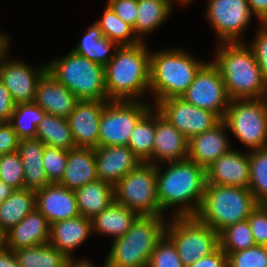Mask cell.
<instances>
[{"instance_id":"cell-1","label":"cell","mask_w":267,"mask_h":267,"mask_svg":"<svg viewBox=\"0 0 267 267\" xmlns=\"http://www.w3.org/2000/svg\"><path fill=\"white\" fill-rule=\"evenodd\" d=\"M165 165L164 170L156 165L157 196L162 214L175 206L168 217L195 216L205 192L206 169L189 159Z\"/></svg>"},{"instance_id":"cell-2","label":"cell","mask_w":267,"mask_h":267,"mask_svg":"<svg viewBox=\"0 0 267 267\" xmlns=\"http://www.w3.org/2000/svg\"><path fill=\"white\" fill-rule=\"evenodd\" d=\"M146 44L119 46L104 67L109 100L142 101L150 92V51Z\"/></svg>"},{"instance_id":"cell-3","label":"cell","mask_w":267,"mask_h":267,"mask_svg":"<svg viewBox=\"0 0 267 267\" xmlns=\"http://www.w3.org/2000/svg\"><path fill=\"white\" fill-rule=\"evenodd\" d=\"M218 47L212 62L221 74L229 98L267 97V82L248 43H219Z\"/></svg>"},{"instance_id":"cell-4","label":"cell","mask_w":267,"mask_h":267,"mask_svg":"<svg viewBox=\"0 0 267 267\" xmlns=\"http://www.w3.org/2000/svg\"><path fill=\"white\" fill-rule=\"evenodd\" d=\"M206 62L185 50L167 48L150 52V93L154 104L181 97Z\"/></svg>"},{"instance_id":"cell-5","label":"cell","mask_w":267,"mask_h":267,"mask_svg":"<svg viewBox=\"0 0 267 267\" xmlns=\"http://www.w3.org/2000/svg\"><path fill=\"white\" fill-rule=\"evenodd\" d=\"M166 218L139 216L122 237L113 240L105 267H147L155 246L165 235Z\"/></svg>"},{"instance_id":"cell-6","label":"cell","mask_w":267,"mask_h":267,"mask_svg":"<svg viewBox=\"0 0 267 267\" xmlns=\"http://www.w3.org/2000/svg\"><path fill=\"white\" fill-rule=\"evenodd\" d=\"M257 206L247 188L206 184L195 217L219 233L229 225L247 220Z\"/></svg>"},{"instance_id":"cell-7","label":"cell","mask_w":267,"mask_h":267,"mask_svg":"<svg viewBox=\"0 0 267 267\" xmlns=\"http://www.w3.org/2000/svg\"><path fill=\"white\" fill-rule=\"evenodd\" d=\"M47 71L79 100L109 101L104 66L77 55L72 50L62 58L47 63Z\"/></svg>"},{"instance_id":"cell-8","label":"cell","mask_w":267,"mask_h":267,"mask_svg":"<svg viewBox=\"0 0 267 267\" xmlns=\"http://www.w3.org/2000/svg\"><path fill=\"white\" fill-rule=\"evenodd\" d=\"M222 120L248 151L267 147V97L232 99Z\"/></svg>"},{"instance_id":"cell-9","label":"cell","mask_w":267,"mask_h":267,"mask_svg":"<svg viewBox=\"0 0 267 267\" xmlns=\"http://www.w3.org/2000/svg\"><path fill=\"white\" fill-rule=\"evenodd\" d=\"M165 235L176 246L185 267L219 247V233L195 216L169 217Z\"/></svg>"},{"instance_id":"cell-10","label":"cell","mask_w":267,"mask_h":267,"mask_svg":"<svg viewBox=\"0 0 267 267\" xmlns=\"http://www.w3.org/2000/svg\"><path fill=\"white\" fill-rule=\"evenodd\" d=\"M114 200L139 216H165L157 196L156 166L141 163L114 187Z\"/></svg>"},{"instance_id":"cell-11","label":"cell","mask_w":267,"mask_h":267,"mask_svg":"<svg viewBox=\"0 0 267 267\" xmlns=\"http://www.w3.org/2000/svg\"><path fill=\"white\" fill-rule=\"evenodd\" d=\"M142 101L109 100L103 108L99 146H127L139 119L152 107Z\"/></svg>"},{"instance_id":"cell-12","label":"cell","mask_w":267,"mask_h":267,"mask_svg":"<svg viewBox=\"0 0 267 267\" xmlns=\"http://www.w3.org/2000/svg\"><path fill=\"white\" fill-rule=\"evenodd\" d=\"M206 17L220 43L245 42L242 33L254 16L247 0H208Z\"/></svg>"},{"instance_id":"cell-13","label":"cell","mask_w":267,"mask_h":267,"mask_svg":"<svg viewBox=\"0 0 267 267\" xmlns=\"http://www.w3.org/2000/svg\"><path fill=\"white\" fill-rule=\"evenodd\" d=\"M181 98L198 108L217 114L221 119L224 118L231 101L221 74L212 61L199 69Z\"/></svg>"},{"instance_id":"cell-14","label":"cell","mask_w":267,"mask_h":267,"mask_svg":"<svg viewBox=\"0 0 267 267\" xmlns=\"http://www.w3.org/2000/svg\"><path fill=\"white\" fill-rule=\"evenodd\" d=\"M154 107L188 139L213 128L222 120L217 114L198 108L181 97L162 100Z\"/></svg>"},{"instance_id":"cell-15","label":"cell","mask_w":267,"mask_h":267,"mask_svg":"<svg viewBox=\"0 0 267 267\" xmlns=\"http://www.w3.org/2000/svg\"><path fill=\"white\" fill-rule=\"evenodd\" d=\"M8 58L0 65L1 82L9 90L15 104L34 102L37 83L47 71V64L35 68L22 60L8 61Z\"/></svg>"},{"instance_id":"cell-16","label":"cell","mask_w":267,"mask_h":267,"mask_svg":"<svg viewBox=\"0 0 267 267\" xmlns=\"http://www.w3.org/2000/svg\"><path fill=\"white\" fill-rule=\"evenodd\" d=\"M108 101L79 100L66 118L76 147L97 148L103 108Z\"/></svg>"},{"instance_id":"cell-17","label":"cell","mask_w":267,"mask_h":267,"mask_svg":"<svg viewBox=\"0 0 267 267\" xmlns=\"http://www.w3.org/2000/svg\"><path fill=\"white\" fill-rule=\"evenodd\" d=\"M246 152V153H245ZM231 149L206 168V184L244 187L249 189V151Z\"/></svg>"},{"instance_id":"cell-18","label":"cell","mask_w":267,"mask_h":267,"mask_svg":"<svg viewBox=\"0 0 267 267\" xmlns=\"http://www.w3.org/2000/svg\"><path fill=\"white\" fill-rule=\"evenodd\" d=\"M94 155L98 179L113 187L142 163L129 146H98Z\"/></svg>"},{"instance_id":"cell-19","label":"cell","mask_w":267,"mask_h":267,"mask_svg":"<svg viewBox=\"0 0 267 267\" xmlns=\"http://www.w3.org/2000/svg\"><path fill=\"white\" fill-rule=\"evenodd\" d=\"M79 99L66 86L60 83L49 71L39 79L34 103L47 114L67 118Z\"/></svg>"},{"instance_id":"cell-20","label":"cell","mask_w":267,"mask_h":267,"mask_svg":"<svg viewBox=\"0 0 267 267\" xmlns=\"http://www.w3.org/2000/svg\"><path fill=\"white\" fill-rule=\"evenodd\" d=\"M189 139L178 131L156 109V132L152 164L168 163L187 159Z\"/></svg>"},{"instance_id":"cell-21","label":"cell","mask_w":267,"mask_h":267,"mask_svg":"<svg viewBox=\"0 0 267 267\" xmlns=\"http://www.w3.org/2000/svg\"><path fill=\"white\" fill-rule=\"evenodd\" d=\"M227 126L221 120L213 128L191 137L188 143L187 159L205 169L221 155L228 153L232 148L226 135Z\"/></svg>"},{"instance_id":"cell-22","label":"cell","mask_w":267,"mask_h":267,"mask_svg":"<svg viewBox=\"0 0 267 267\" xmlns=\"http://www.w3.org/2000/svg\"><path fill=\"white\" fill-rule=\"evenodd\" d=\"M36 208L49 224L76 217L79 214L75 192L59 183H50L35 192Z\"/></svg>"},{"instance_id":"cell-23","label":"cell","mask_w":267,"mask_h":267,"mask_svg":"<svg viewBox=\"0 0 267 267\" xmlns=\"http://www.w3.org/2000/svg\"><path fill=\"white\" fill-rule=\"evenodd\" d=\"M50 224L35 208L5 233V247L12 251L49 243Z\"/></svg>"},{"instance_id":"cell-24","label":"cell","mask_w":267,"mask_h":267,"mask_svg":"<svg viewBox=\"0 0 267 267\" xmlns=\"http://www.w3.org/2000/svg\"><path fill=\"white\" fill-rule=\"evenodd\" d=\"M91 234V219L78 215L50 224L49 244L67 258H73L72 252L80 247Z\"/></svg>"},{"instance_id":"cell-25","label":"cell","mask_w":267,"mask_h":267,"mask_svg":"<svg viewBox=\"0 0 267 267\" xmlns=\"http://www.w3.org/2000/svg\"><path fill=\"white\" fill-rule=\"evenodd\" d=\"M98 179L94 148L70 149L63 177L59 184L77 190Z\"/></svg>"},{"instance_id":"cell-26","label":"cell","mask_w":267,"mask_h":267,"mask_svg":"<svg viewBox=\"0 0 267 267\" xmlns=\"http://www.w3.org/2000/svg\"><path fill=\"white\" fill-rule=\"evenodd\" d=\"M44 148L37 138L19 141L17 151L24 169V189L37 192L50 184L43 167Z\"/></svg>"},{"instance_id":"cell-27","label":"cell","mask_w":267,"mask_h":267,"mask_svg":"<svg viewBox=\"0 0 267 267\" xmlns=\"http://www.w3.org/2000/svg\"><path fill=\"white\" fill-rule=\"evenodd\" d=\"M138 217L137 213L114 201L91 219L92 233L112 236L114 240L122 237Z\"/></svg>"},{"instance_id":"cell-28","label":"cell","mask_w":267,"mask_h":267,"mask_svg":"<svg viewBox=\"0 0 267 267\" xmlns=\"http://www.w3.org/2000/svg\"><path fill=\"white\" fill-rule=\"evenodd\" d=\"M79 214L92 219L114 202L113 186L97 179L74 191Z\"/></svg>"},{"instance_id":"cell-29","label":"cell","mask_w":267,"mask_h":267,"mask_svg":"<svg viewBox=\"0 0 267 267\" xmlns=\"http://www.w3.org/2000/svg\"><path fill=\"white\" fill-rule=\"evenodd\" d=\"M171 0H137V18L134 34L140 41L144 35L157 30L168 19L173 11Z\"/></svg>"},{"instance_id":"cell-30","label":"cell","mask_w":267,"mask_h":267,"mask_svg":"<svg viewBox=\"0 0 267 267\" xmlns=\"http://www.w3.org/2000/svg\"><path fill=\"white\" fill-rule=\"evenodd\" d=\"M118 47L117 43L104 37L102 30L94 23L72 51L105 67L114 57Z\"/></svg>"},{"instance_id":"cell-31","label":"cell","mask_w":267,"mask_h":267,"mask_svg":"<svg viewBox=\"0 0 267 267\" xmlns=\"http://www.w3.org/2000/svg\"><path fill=\"white\" fill-rule=\"evenodd\" d=\"M36 208V195L27 189L14 190L0 202V229L6 233Z\"/></svg>"},{"instance_id":"cell-32","label":"cell","mask_w":267,"mask_h":267,"mask_svg":"<svg viewBox=\"0 0 267 267\" xmlns=\"http://www.w3.org/2000/svg\"><path fill=\"white\" fill-rule=\"evenodd\" d=\"M155 132L156 108L152 106L135 125L127 145L143 163L152 164Z\"/></svg>"},{"instance_id":"cell-33","label":"cell","mask_w":267,"mask_h":267,"mask_svg":"<svg viewBox=\"0 0 267 267\" xmlns=\"http://www.w3.org/2000/svg\"><path fill=\"white\" fill-rule=\"evenodd\" d=\"M36 138L44 145L69 151L76 148L67 119L45 114L37 127Z\"/></svg>"},{"instance_id":"cell-34","label":"cell","mask_w":267,"mask_h":267,"mask_svg":"<svg viewBox=\"0 0 267 267\" xmlns=\"http://www.w3.org/2000/svg\"><path fill=\"white\" fill-rule=\"evenodd\" d=\"M20 267H64L67 257L51 244L14 250Z\"/></svg>"},{"instance_id":"cell-35","label":"cell","mask_w":267,"mask_h":267,"mask_svg":"<svg viewBox=\"0 0 267 267\" xmlns=\"http://www.w3.org/2000/svg\"><path fill=\"white\" fill-rule=\"evenodd\" d=\"M46 112L34 102L15 105L10 124L13 126L18 138H36L37 127Z\"/></svg>"},{"instance_id":"cell-36","label":"cell","mask_w":267,"mask_h":267,"mask_svg":"<svg viewBox=\"0 0 267 267\" xmlns=\"http://www.w3.org/2000/svg\"><path fill=\"white\" fill-rule=\"evenodd\" d=\"M105 6L102 18L95 22L102 30L103 36L119 46L140 43L133 28L121 20L108 4Z\"/></svg>"},{"instance_id":"cell-37","label":"cell","mask_w":267,"mask_h":267,"mask_svg":"<svg viewBox=\"0 0 267 267\" xmlns=\"http://www.w3.org/2000/svg\"><path fill=\"white\" fill-rule=\"evenodd\" d=\"M249 190L258 204L267 205V147L249 151Z\"/></svg>"},{"instance_id":"cell-38","label":"cell","mask_w":267,"mask_h":267,"mask_svg":"<svg viewBox=\"0 0 267 267\" xmlns=\"http://www.w3.org/2000/svg\"><path fill=\"white\" fill-rule=\"evenodd\" d=\"M255 245L248 220L229 225L219 232V247L225 253L238 252Z\"/></svg>"},{"instance_id":"cell-39","label":"cell","mask_w":267,"mask_h":267,"mask_svg":"<svg viewBox=\"0 0 267 267\" xmlns=\"http://www.w3.org/2000/svg\"><path fill=\"white\" fill-rule=\"evenodd\" d=\"M0 181L14 190L24 189V169L18 151L0 157Z\"/></svg>"},{"instance_id":"cell-40","label":"cell","mask_w":267,"mask_h":267,"mask_svg":"<svg viewBox=\"0 0 267 267\" xmlns=\"http://www.w3.org/2000/svg\"><path fill=\"white\" fill-rule=\"evenodd\" d=\"M226 254L227 264L230 267H267V246L255 245Z\"/></svg>"},{"instance_id":"cell-41","label":"cell","mask_w":267,"mask_h":267,"mask_svg":"<svg viewBox=\"0 0 267 267\" xmlns=\"http://www.w3.org/2000/svg\"><path fill=\"white\" fill-rule=\"evenodd\" d=\"M147 267H185L178 256L176 246L164 235L155 246Z\"/></svg>"},{"instance_id":"cell-42","label":"cell","mask_w":267,"mask_h":267,"mask_svg":"<svg viewBox=\"0 0 267 267\" xmlns=\"http://www.w3.org/2000/svg\"><path fill=\"white\" fill-rule=\"evenodd\" d=\"M68 151L45 145L43 167L50 183H59L63 177Z\"/></svg>"},{"instance_id":"cell-43","label":"cell","mask_w":267,"mask_h":267,"mask_svg":"<svg viewBox=\"0 0 267 267\" xmlns=\"http://www.w3.org/2000/svg\"><path fill=\"white\" fill-rule=\"evenodd\" d=\"M256 245L267 246V205L258 204L248 217Z\"/></svg>"},{"instance_id":"cell-44","label":"cell","mask_w":267,"mask_h":267,"mask_svg":"<svg viewBox=\"0 0 267 267\" xmlns=\"http://www.w3.org/2000/svg\"><path fill=\"white\" fill-rule=\"evenodd\" d=\"M253 41L248 45L257 60L261 74L267 82V24H259Z\"/></svg>"},{"instance_id":"cell-45","label":"cell","mask_w":267,"mask_h":267,"mask_svg":"<svg viewBox=\"0 0 267 267\" xmlns=\"http://www.w3.org/2000/svg\"><path fill=\"white\" fill-rule=\"evenodd\" d=\"M116 15L133 29L137 18V0H107Z\"/></svg>"},{"instance_id":"cell-46","label":"cell","mask_w":267,"mask_h":267,"mask_svg":"<svg viewBox=\"0 0 267 267\" xmlns=\"http://www.w3.org/2000/svg\"><path fill=\"white\" fill-rule=\"evenodd\" d=\"M20 139L13 126L8 123H0V157L6 153L17 151Z\"/></svg>"},{"instance_id":"cell-47","label":"cell","mask_w":267,"mask_h":267,"mask_svg":"<svg viewBox=\"0 0 267 267\" xmlns=\"http://www.w3.org/2000/svg\"><path fill=\"white\" fill-rule=\"evenodd\" d=\"M15 105L9 90L0 80V123L10 122Z\"/></svg>"},{"instance_id":"cell-48","label":"cell","mask_w":267,"mask_h":267,"mask_svg":"<svg viewBox=\"0 0 267 267\" xmlns=\"http://www.w3.org/2000/svg\"><path fill=\"white\" fill-rule=\"evenodd\" d=\"M227 264V254L218 247L211 254L196 260L187 267H225Z\"/></svg>"},{"instance_id":"cell-49","label":"cell","mask_w":267,"mask_h":267,"mask_svg":"<svg viewBox=\"0 0 267 267\" xmlns=\"http://www.w3.org/2000/svg\"><path fill=\"white\" fill-rule=\"evenodd\" d=\"M259 24H267V0H247Z\"/></svg>"},{"instance_id":"cell-50","label":"cell","mask_w":267,"mask_h":267,"mask_svg":"<svg viewBox=\"0 0 267 267\" xmlns=\"http://www.w3.org/2000/svg\"><path fill=\"white\" fill-rule=\"evenodd\" d=\"M0 267H20L14 251L6 247L0 249Z\"/></svg>"},{"instance_id":"cell-51","label":"cell","mask_w":267,"mask_h":267,"mask_svg":"<svg viewBox=\"0 0 267 267\" xmlns=\"http://www.w3.org/2000/svg\"><path fill=\"white\" fill-rule=\"evenodd\" d=\"M11 41L9 40V37L4 33L0 31V65L4 61L5 58L9 55L8 48L9 43Z\"/></svg>"},{"instance_id":"cell-52","label":"cell","mask_w":267,"mask_h":267,"mask_svg":"<svg viewBox=\"0 0 267 267\" xmlns=\"http://www.w3.org/2000/svg\"><path fill=\"white\" fill-rule=\"evenodd\" d=\"M96 265H93V263H91V261H89L88 259H78L75 260V258H68L64 267H95ZM105 267V263H103V266Z\"/></svg>"},{"instance_id":"cell-53","label":"cell","mask_w":267,"mask_h":267,"mask_svg":"<svg viewBox=\"0 0 267 267\" xmlns=\"http://www.w3.org/2000/svg\"><path fill=\"white\" fill-rule=\"evenodd\" d=\"M14 191L9 185L0 181V202L6 200Z\"/></svg>"},{"instance_id":"cell-54","label":"cell","mask_w":267,"mask_h":267,"mask_svg":"<svg viewBox=\"0 0 267 267\" xmlns=\"http://www.w3.org/2000/svg\"><path fill=\"white\" fill-rule=\"evenodd\" d=\"M5 247V233L0 229V249Z\"/></svg>"},{"instance_id":"cell-55","label":"cell","mask_w":267,"mask_h":267,"mask_svg":"<svg viewBox=\"0 0 267 267\" xmlns=\"http://www.w3.org/2000/svg\"><path fill=\"white\" fill-rule=\"evenodd\" d=\"M177 1V3H181L180 5H188L193 0H174V2ZM188 3V4H187Z\"/></svg>"}]
</instances>
